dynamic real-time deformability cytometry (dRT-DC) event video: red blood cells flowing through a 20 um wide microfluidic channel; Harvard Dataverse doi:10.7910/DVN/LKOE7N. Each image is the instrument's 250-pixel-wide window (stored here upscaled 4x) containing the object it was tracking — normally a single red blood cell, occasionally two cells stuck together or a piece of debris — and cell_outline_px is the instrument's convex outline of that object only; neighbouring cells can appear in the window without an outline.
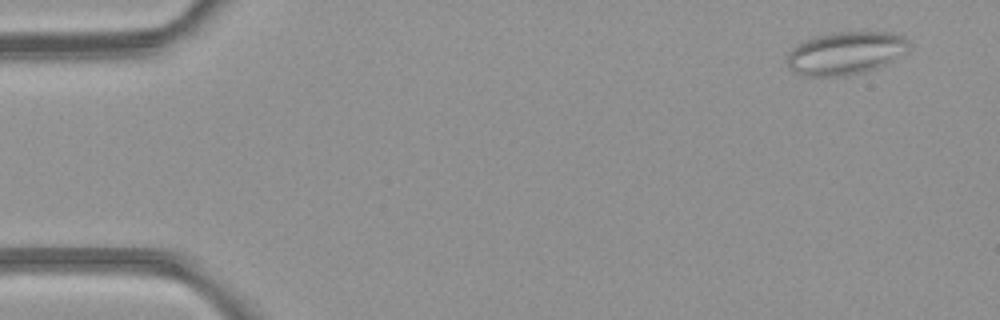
{"species": "common noctule bat (a hibernating species)", "species_latin": "Nyctalus noctula", "temperature_condition": "room temperature", "stored_images_in_passage": 5, "camera_frame_rate_fps": 3000, "um_per_image_px": 0.085, "animal": {"sex": "female", "body_mass_g": 21.9}, "frame": {"image": 1, "passage_image": 1, "time_ms": 0.0, "image_size_px": [1000, 320], "cell_outline_px": [[912, 44], [908, 48], [884, 64], [876, 68], [864, 72], [848, 76], [800, 76], [792, 72], [788, 68], [784, 60], [788, 52], [796, 44], [804, 40], [816, 36], [836, 32], [888, 32], [904, 36]], "centroid_in_image_um": [71.78, 4.53], "position_along_channel_um": 13.2, "area_um2": 30.69}}